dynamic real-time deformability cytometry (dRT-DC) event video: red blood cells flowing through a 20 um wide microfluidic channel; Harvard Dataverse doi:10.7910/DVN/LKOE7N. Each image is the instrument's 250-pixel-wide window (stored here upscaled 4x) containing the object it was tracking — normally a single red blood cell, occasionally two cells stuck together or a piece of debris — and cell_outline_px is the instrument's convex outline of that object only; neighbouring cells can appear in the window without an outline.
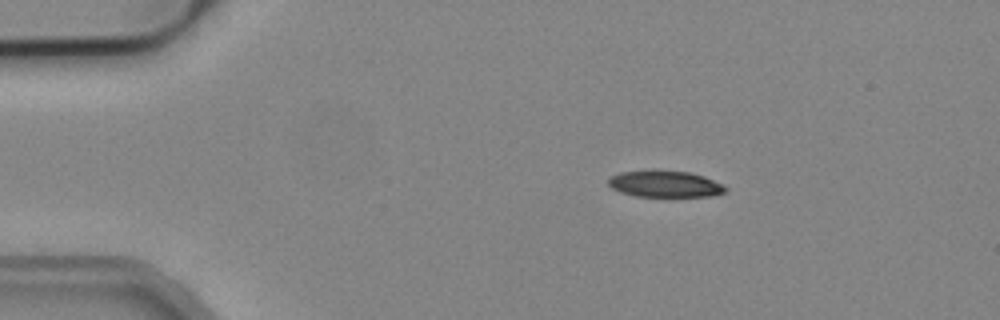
{"species": "common noctule bat (a hibernating species)", "species_latin": "Nyctalus noctula", "temperature_condition": "cold", "stored_images_in_passage": 5, "camera_frame_rate_fps": 3000, "um_per_image_px": 0.085, "animal": {"sex": "male", "body_mass_g": 19.2, "forearm_length_mm": 51.8}, "frame": {"image": 1, "passage_image": 1, "time_ms": 0.0, "image_size_px": [1000, 320], "cell_outline_px": [[728, 188], [724, 192], [712, 196], [636, 196], [620, 192], [612, 188], [608, 184], [608, 176], [620, 172], [656, 168], [688, 172], [704, 176], [724, 184]], "centroid_in_image_um": [56.49, 15.6], "position_along_channel_um": 28.5, "area_um2": 18.61}}
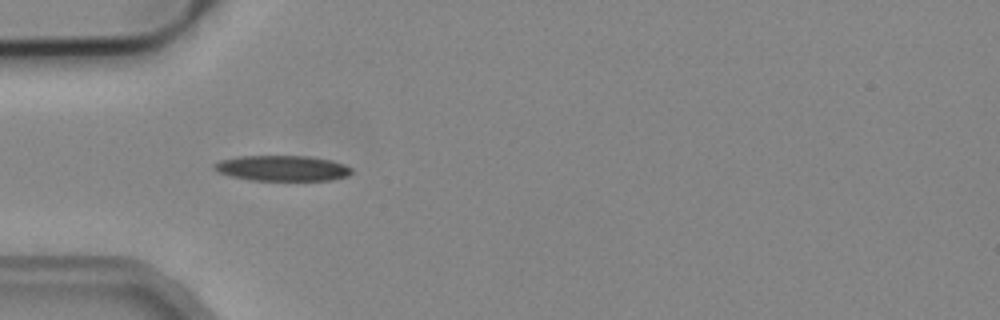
{"frame": {"image": 2, "passage_image": 3, "time_ms": 0.667, "image_size_px": [1000, 320], "cell_outline_px": [[352, 172], [348, 176], [328, 180], [252, 180], [228, 176], [216, 172], [212, 168], [212, 164], [220, 160], [240, 156], [308, 156], [332, 160], [344, 164], [352, 168]], "centroid_in_image_um": [23.95, 14.29], "position_along_channel_um": 61.1, "area_um2": 20.58}}